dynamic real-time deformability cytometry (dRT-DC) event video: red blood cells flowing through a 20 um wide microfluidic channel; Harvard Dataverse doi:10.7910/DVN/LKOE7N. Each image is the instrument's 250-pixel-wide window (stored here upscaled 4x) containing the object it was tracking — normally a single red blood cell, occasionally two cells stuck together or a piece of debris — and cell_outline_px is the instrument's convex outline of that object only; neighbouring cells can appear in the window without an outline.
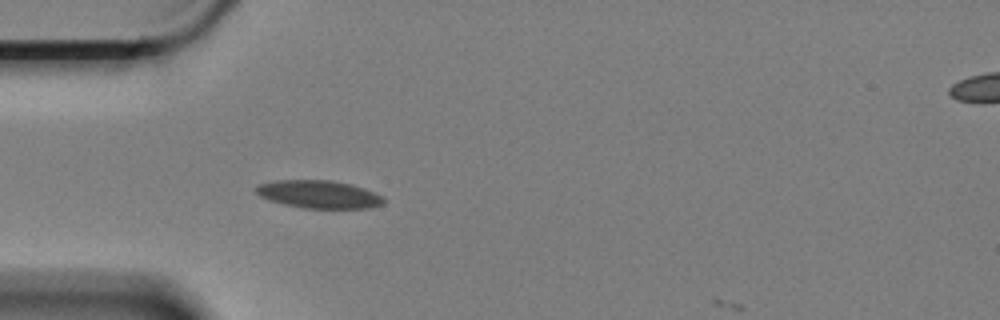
{"species": "Egyptian fruit bat (a non-hibernating species)", "species_latin": "Rousettus aegyptiacus", "temperature_condition": "cold", "stored_images_in_passage": 16, "camera_frame_rate_fps": 3000, "um_per_image_px": 0.085, "animal": {"sex": "female"}, "frame": {"image": 1, "passage_image": 15, "time_ms": 4.667, "image_size_px": [1000, 320], "cell_outline_px": [[384, 204], [368, 208], [304, 208], [284, 204], [268, 200], [260, 196], [256, 192], [256, 184], [276, 180], [332, 180], [352, 184], [364, 188], [380, 196], [384, 200]], "centroid_in_image_um": [27.07, 16.51], "position_along_channel_um": 57.9, "area_um2": 20.69}}